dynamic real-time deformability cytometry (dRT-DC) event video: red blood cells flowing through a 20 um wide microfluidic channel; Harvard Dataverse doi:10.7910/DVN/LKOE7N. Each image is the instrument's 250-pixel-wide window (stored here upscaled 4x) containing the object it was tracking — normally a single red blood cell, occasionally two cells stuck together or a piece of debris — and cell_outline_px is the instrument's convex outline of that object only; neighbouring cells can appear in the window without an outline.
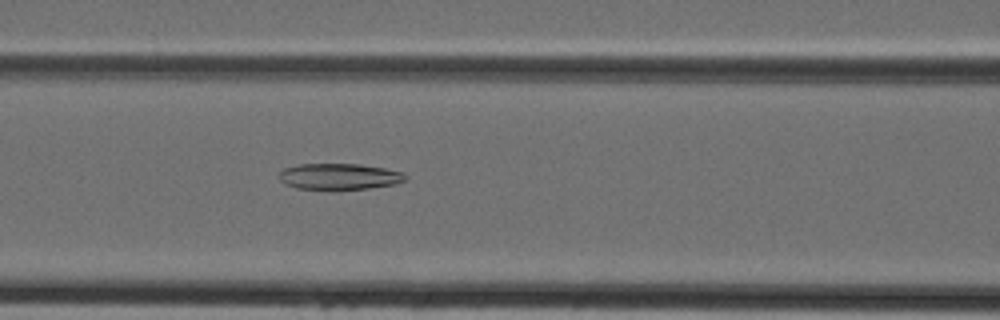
{"species": "Egyptian fruit bat (a non-hibernating species)", "species_latin": "Rousettus aegyptiacus", "temperature_condition": "cold", "stored_images_in_passage": 39, "camera_frame_rate_fps": 3000, "um_per_image_px": 0.085, "animal": {"sex": "female"}, "frame": {"image": 1, "passage_image": 15, "time_ms": 4.667, "image_size_px": [1000, 320], "cell_outline_px": [[408, 176], [404, 180], [396, 184], [368, 188], [332, 192], [328, 192], [296, 188], [284, 184], [280, 180], [280, 172], [284, 168], [300, 164], [360, 164], [384, 168], [404, 172]], "centroid_in_image_um": [28.82, 15.04], "position_along_channel_um": 137.8, "area_um2": 20.0}}
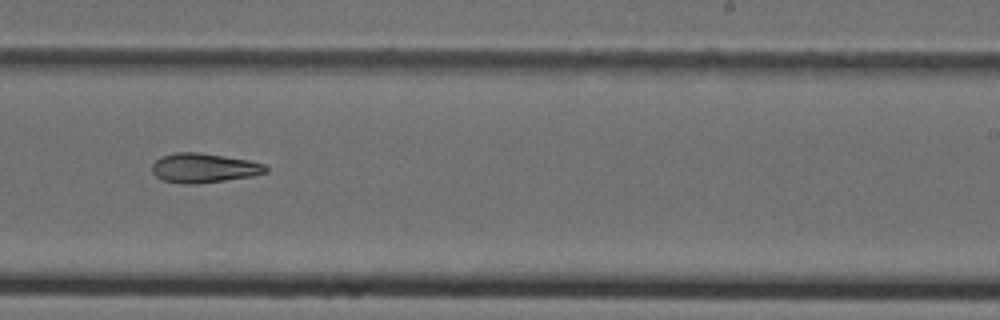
{"frame": {"image": 2, "passage_image": 24, "time_ms": 7.667, "image_size_px": [1000, 320], "cell_outline_px": [[268, 172], [252, 176], [196, 184], [184, 184], [164, 180], [156, 176], [152, 172], [152, 164], [160, 156], [176, 152], [196, 152], [248, 160], [264, 164], [268, 168]], "centroid_in_image_um": [17.31, 14.28], "position_along_channel_um": 271.7, "area_um2": 19.36}}
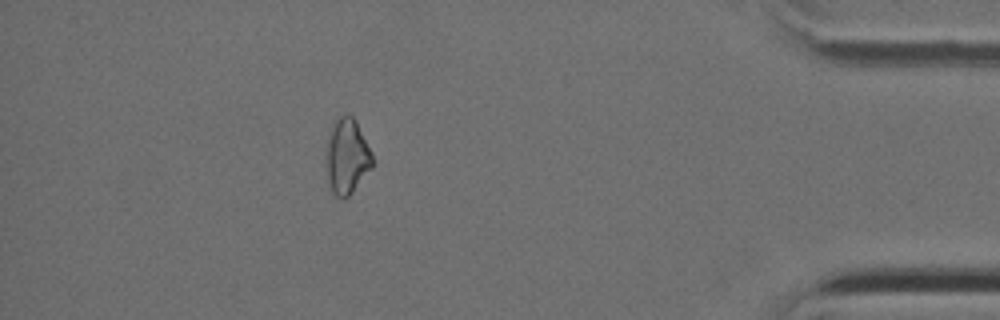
{"frame": {"image": 3, "passage_image": 36, "time_ms": 11.667, "image_size_px": [1000, 320], "cell_outline_px": [[372, 168], [352, 192], [348, 196], [336, 196], [328, 188], [328, 132], [332, 124], [340, 116], [348, 112], [356, 120], [372, 152]], "centroid_in_image_um": [29.51, 13.25], "position_along_channel_um": 405.7, "area_um2": 20.06}}